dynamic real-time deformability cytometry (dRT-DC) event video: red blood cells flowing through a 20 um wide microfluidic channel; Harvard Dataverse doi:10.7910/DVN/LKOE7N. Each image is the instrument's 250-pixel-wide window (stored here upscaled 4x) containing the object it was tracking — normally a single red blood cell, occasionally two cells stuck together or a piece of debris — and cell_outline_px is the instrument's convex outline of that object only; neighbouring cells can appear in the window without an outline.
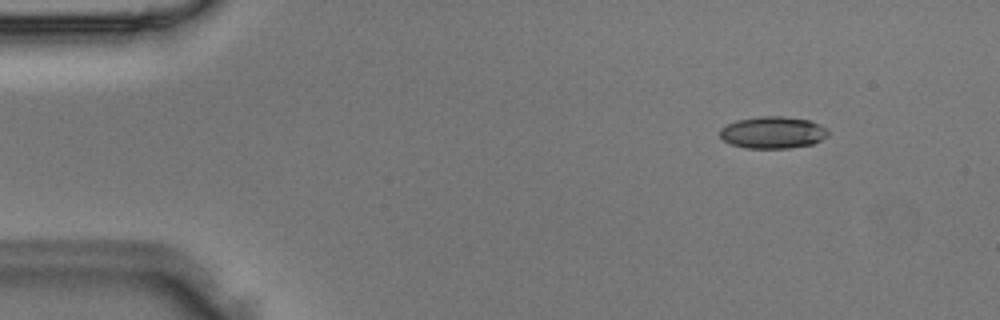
{"species": "Egyptian fruit bat (a non-hibernating species)", "species_latin": "Rousettus aegyptiacus", "temperature_condition": "room temperature", "stored_images_in_passage": 3, "camera_frame_rate_fps": 3000, "um_per_image_px": 0.085, "animal": {"sex": "male"}, "frame": {"image": 1, "passage_image": 1, "time_ms": 0.0, "image_size_px": [1000, 320], "cell_outline_px": [[828, 136], [812, 144], [788, 148], [748, 148], [732, 144], [724, 140], [720, 136], [720, 128], [736, 120], [760, 116], [784, 116], [808, 120], [820, 124], [828, 132]], "centroid_in_image_um": [65.68, 11.25], "position_along_channel_um": 19.3, "area_um2": 20.0}}